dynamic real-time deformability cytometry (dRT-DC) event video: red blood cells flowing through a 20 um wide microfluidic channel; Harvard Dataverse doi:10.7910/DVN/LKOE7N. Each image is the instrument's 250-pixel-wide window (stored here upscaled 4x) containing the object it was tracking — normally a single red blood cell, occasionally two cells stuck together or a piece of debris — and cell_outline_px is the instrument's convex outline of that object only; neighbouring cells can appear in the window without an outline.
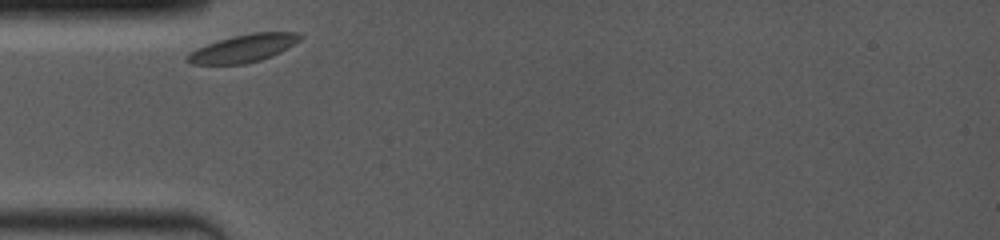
{"species": "common noctule bat (a hibernating species)", "species_latin": "Nyctalus noctula", "temperature_condition": "room temperature", "stored_images_in_passage": 26, "camera_frame_rate_fps": 4000, "um_per_image_px": 0.085, "animal": {"sex": "female", "body_mass_g": 19.0, "forearm_length_mm": 53.3}, "frame": {"image": 1, "passage_image": 1, "time_ms": 0.0, "image_size_px": [1000, 240], "cell_outline_px": [[304, 36], [300, 40], [280, 52], [272, 56], [260, 60], [244, 64], [192, 64], [184, 60], [184, 56], [188, 52], [196, 48], [232, 36], [252, 32], [300, 32]], "centroid_in_image_um": [20.67, 4.1], "position_along_channel_um": 64.3, "area_um2": 18.32}}
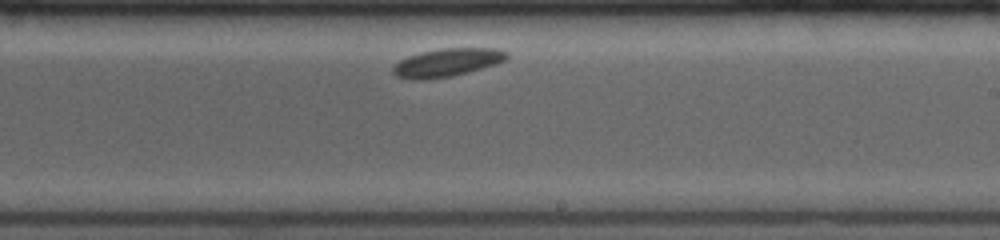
{"frame": {"image": 2, "passage_image": 15, "time_ms": 5.25, "image_size_px": [1000, 240], "cell_outline_px": [[508, 56], [504, 60], [496, 64], [468, 72], [452, 76], [424, 80], [412, 80], [396, 76], [392, 72], [392, 68], [400, 60], [408, 56], [420, 52], [440, 48], [496, 48], [508, 52]], "centroid_in_image_um": [37.98, 5.31], "position_along_channel_um": 251.0, "area_um2": 18.73}}
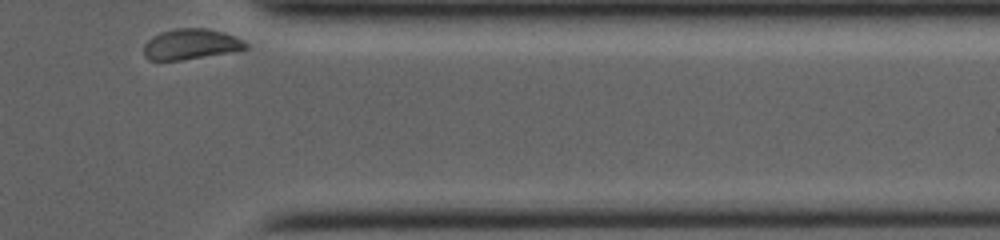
{"frame": {"image": 3, "passage_image": 26, "time_ms": 9.25, "image_size_px": [1000, 240], "cell_outline_px": [[248, 48], [228, 52], [184, 60], [148, 60], [144, 56], [144, 44], [152, 36], [160, 32], [176, 28], [208, 28], [224, 32], [244, 40], [248, 44]], "centroid_in_image_um": [16.21, 3.75], "position_along_channel_um": 395.2, "area_um2": 18.21}}